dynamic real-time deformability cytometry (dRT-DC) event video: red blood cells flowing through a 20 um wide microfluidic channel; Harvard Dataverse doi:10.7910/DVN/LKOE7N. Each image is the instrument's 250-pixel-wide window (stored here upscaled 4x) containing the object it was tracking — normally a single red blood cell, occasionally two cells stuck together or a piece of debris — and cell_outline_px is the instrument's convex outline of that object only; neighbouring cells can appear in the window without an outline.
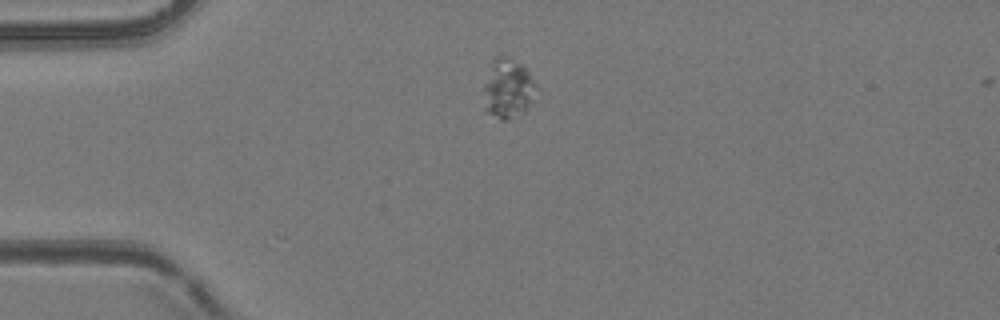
{"species": "common noctule bat (a hibernating species)", "species_latin": "Nyctalus noctula", "temperature_condition": "room temperature", "stored_images_in_passage": 5, "camera_frame_rate_fps": 3000, "um_per_image_px": 0.085, "animal": {"sex": "female", "body_mass_g": 24.6, "forearm_length_mm": 56.2}, "frame": {"image": 1, "passage_image": 5, "time_ms": 1.333, "image_size_px": [1000, 320], "cell_outline_px": [[532, 84], [528, 100], [524, 112], [504, 120], [500, 120], [488, 112], [484, 108], [484, 84], [492, 60], [496, 56], [504, 56], [520, 64], [528, 72], [532, 80]], "centroid_in_image_um": [43.05, 7.52], "position_along_channel_um": 41.9, "area_um2": 17.05}}